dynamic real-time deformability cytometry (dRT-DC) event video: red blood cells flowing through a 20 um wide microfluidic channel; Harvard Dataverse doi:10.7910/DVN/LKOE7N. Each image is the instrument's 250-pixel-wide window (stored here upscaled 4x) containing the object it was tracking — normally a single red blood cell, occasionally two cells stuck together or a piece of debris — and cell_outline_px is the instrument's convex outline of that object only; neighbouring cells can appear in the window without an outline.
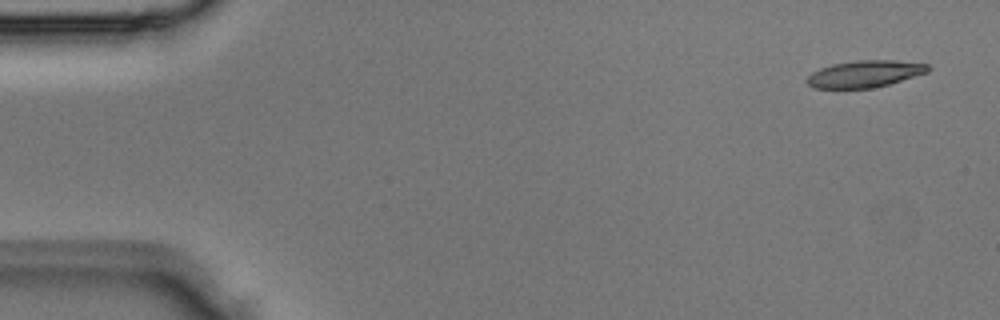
{"species": "Egyptian fruit bat (a non-hibernating species)", "species_latin": "Rousettus aegyptiacus", "temperature_condition": "room temperature", "stored_images_in_passage": 3, "camera_frame_rate_fps": 3000, "um_per_image_px": 0.085, "animal": {"sex": "male"}, "frame": {"image": 1, "passage_image": 1, "time_ms": 0.0, "image_size_px": [1000, 320], "cell_outline_px": [[932, 68], [928, 72], [888, 84], [872, 88], [816, 88], [808, 84], [804, 80], [812, 72], [820, 68], [832, 64], [856, 60], [896, 60], [928, 64]], "centroid_in_image_um": [73.51, 6.27], "position_along_channel_um": 11.5, "area_um2": 18.96}}